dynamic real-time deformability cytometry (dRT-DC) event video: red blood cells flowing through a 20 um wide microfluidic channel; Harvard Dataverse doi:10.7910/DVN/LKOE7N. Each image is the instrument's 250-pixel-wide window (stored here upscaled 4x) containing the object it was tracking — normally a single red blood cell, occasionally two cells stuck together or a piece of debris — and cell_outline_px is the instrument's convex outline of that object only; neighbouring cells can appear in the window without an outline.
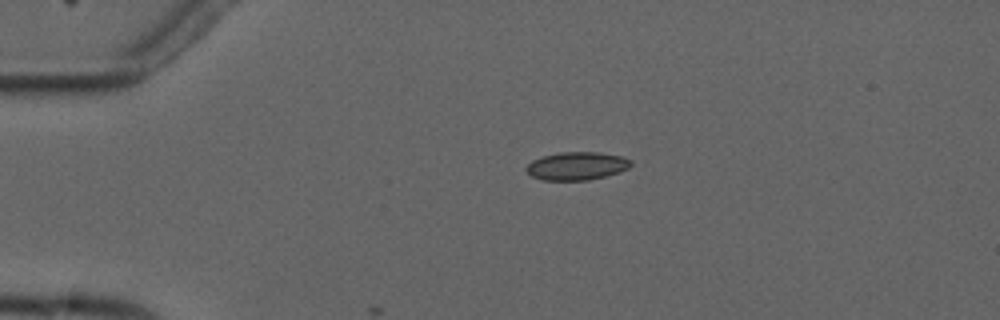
{"species": "common noctule bat (a hibernating species)", "species_latin": "Nyctalus noctula", "temperature_condition": "cold", "stored_images_in_passage": 5, "camera_frame_rate_fps": 3000, "um_per_image_px": 0.085, "animal": {"sex": "male", "forearm_length_mm": 52.5}, "frame": {"image": 1, "passage_image": 4, "time_ms": 3.333, "image_size_px": [1000, 320], "cell_outline_px": [[632, 164], [628, 168], [620, 172], [588, 180], [540, 180], [532, 176], [524, 168], [532, 160], [544, 156], [560, 152], [600, 152], [620, 156], [632, 160]], "centroid_in_image_um": [49.03, 14.1], "position_along_channel_um": 36.0, "area_um2": 17.11}}